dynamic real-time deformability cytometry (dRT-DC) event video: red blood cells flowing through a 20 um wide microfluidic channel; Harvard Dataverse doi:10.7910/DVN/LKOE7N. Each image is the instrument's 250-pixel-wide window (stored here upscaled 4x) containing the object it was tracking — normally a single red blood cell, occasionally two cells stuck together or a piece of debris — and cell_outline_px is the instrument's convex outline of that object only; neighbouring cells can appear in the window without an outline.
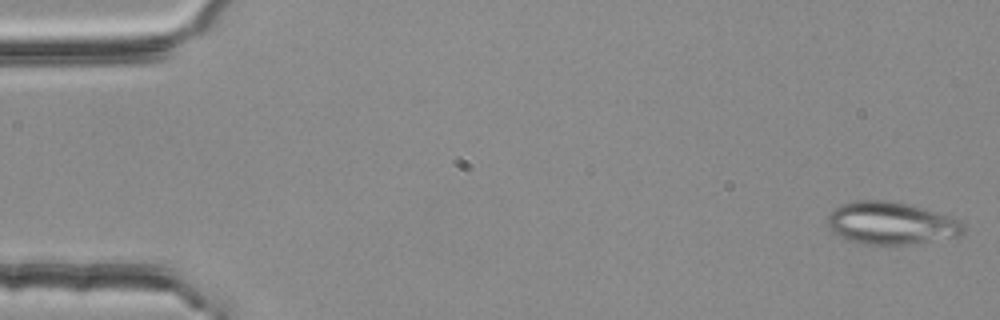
{"species": "common noctule bat (a hibernating species)", "species_latin": "Nyctalus noctula", "temperature_condition": "room temperature", "stored_images_in_passage": 4, "camera_frame_rate_fps": 3000, "um_per_image_px": 0.085, "animal": {"sex": "female", "body_mass_g": 25.1}, "frame": {"image": 1, "passage_image": 1, "time_ms": 0.0, "image_size_px": [1000, 320], "cell_outline_px": [[964, 236], [884, 248], [876, 248], [860, 244], [836, 236], [828, 228], [828, 216], [840, 204], [856, 200], [884, 200], [908, 204], [936, 212], [960, 220], [964, 224]], "centroid_in_image_um": [75.73, 19.03], "position_along_channel_um": 9.3, "area_um2": 34.68}}